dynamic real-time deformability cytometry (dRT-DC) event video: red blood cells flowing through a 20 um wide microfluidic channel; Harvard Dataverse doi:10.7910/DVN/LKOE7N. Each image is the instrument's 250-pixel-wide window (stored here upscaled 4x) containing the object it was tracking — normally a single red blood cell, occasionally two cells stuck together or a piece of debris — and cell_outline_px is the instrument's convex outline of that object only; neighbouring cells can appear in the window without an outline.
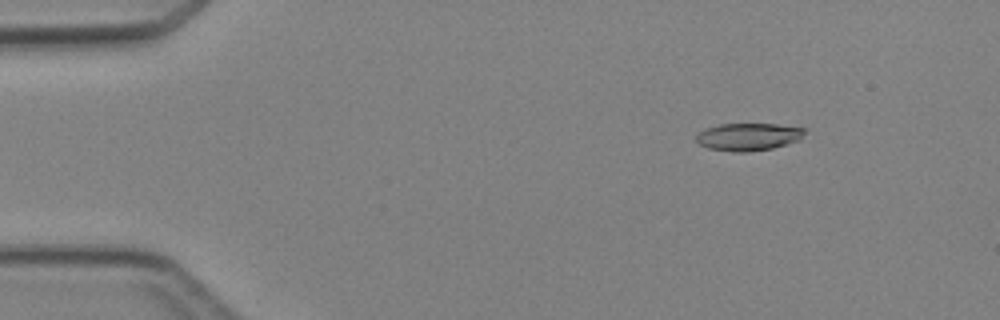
{"species": "Egyptian fruit bat (a non-hibernating species)", "species_latin": "Rousettus aegyptiacus", "temperature_condition": "cold", "stored_images_in_passage": 5, "camera_frame_rate_fps": 3000, "um_per_image_px": 0.085, "animal": {"sex": "female"}, "frame": {"image": 1, "passage_image": 2, "time_ms": 1.333, "image_size_px": [1000, 320], "cell_outline_px": [[808, 128], [800, 140], [788, 144], [772, 148], [748, 152], [736, 152], [708, 148], [700, 144], [696, 140], [696, 136], [704, 128], [720, 124], [776, 124]], "centroid_in_image_um": [63.65, 11.62], "position_along_channel_um": 21.4, "area_um2": 17.51}}